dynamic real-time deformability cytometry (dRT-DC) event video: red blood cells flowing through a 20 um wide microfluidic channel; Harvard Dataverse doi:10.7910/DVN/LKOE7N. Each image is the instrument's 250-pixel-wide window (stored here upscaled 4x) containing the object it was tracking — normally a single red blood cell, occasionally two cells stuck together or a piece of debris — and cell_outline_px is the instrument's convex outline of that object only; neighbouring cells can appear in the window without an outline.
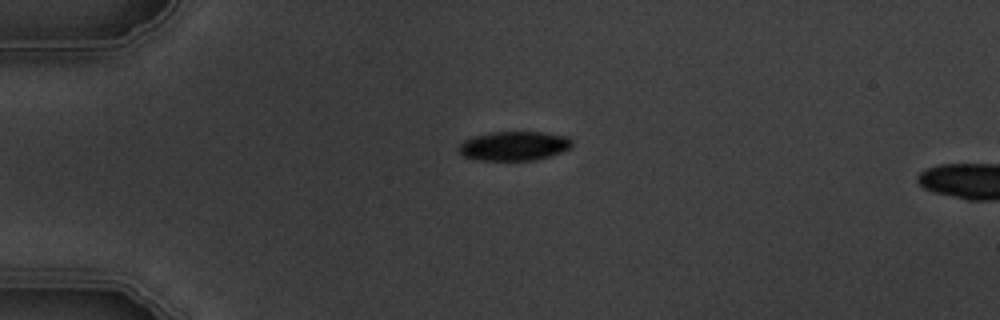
{"species": "common noctule bat (a hibernating species)", "species_latin": "Nyctalus noctula", "temperature_condition": "warm", "stored_images_in_passage": 2, "camera_frame_rate_fps": 3000, "um_per_image_px": 0.085, "animal": {"sex": "male", "body_mass_g": 19.5, "forearm_length_mm": 54.6}, "frame": {"image": 1, "passage_image": 1, "time_ms": 0.0, "image_size_px": [1000, 320], "cell_outline_px": [[572, 148], [536, 160], [476, 160], [464, 156], [456, 148], [464, 140], [472, 136], [492, 132], [544, 132], [568, 136], [572, 140]], "centroid_in_image_um": [43.69, 12.4], "position_along_channel_um": 41.3, "area_um2": 19.42}}